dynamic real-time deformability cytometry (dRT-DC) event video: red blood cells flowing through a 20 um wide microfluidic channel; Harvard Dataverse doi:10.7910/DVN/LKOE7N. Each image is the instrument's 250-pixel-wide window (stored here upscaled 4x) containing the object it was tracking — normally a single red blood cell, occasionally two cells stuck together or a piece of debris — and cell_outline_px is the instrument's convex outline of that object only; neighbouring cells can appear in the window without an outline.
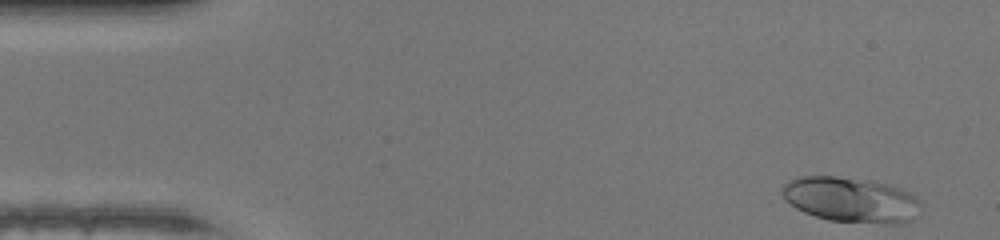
{"species": "human", "species_latin": "Homo sapiens", "temperature_condition": "warm", "stored_images_in_passage": 45, "camera_frame_rate_fps": 3000, "um_per_image_px": 0.085, "donor": {"sex": "female"}, "frame": {"image": 1, "passage_image": 1, "time_ms": 0.0, "image_size_px": [1000, 240], "cell_outline_px": [[920, 204], [912, 220], [904, 224], [888, 224], [828, 220], [804, 212], [796, 208], [784, 200], [780, 192], [780, 188], [788, 180], [800, 176], [836, 176], [872, 180], [892, 184], [916, 196]], "centroid_in_image_um": [72.3, 16.96], "position_along_channel_um": 12.7, "area_um2": 36.99}}
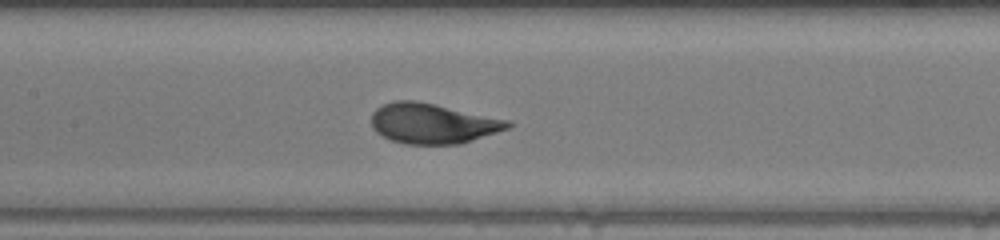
{"frame": {"image": 2, "passage_image": 20, "time_ms": 6.333, "image_size_px": [1000, 240], "cell_outline_px": [[512, 124], [508, 128], [460, 144], [404, 144], [392, 140], [376, 132], [372, 128], [372, 112], [376, 108], [384, 104], [396, 100], [416, 100], [436, 104], [512, 120]], "centroid_in_image_um": [36.78, 10.48], "position_along_channel_um": 170.6, "area_um2": 32.02}}
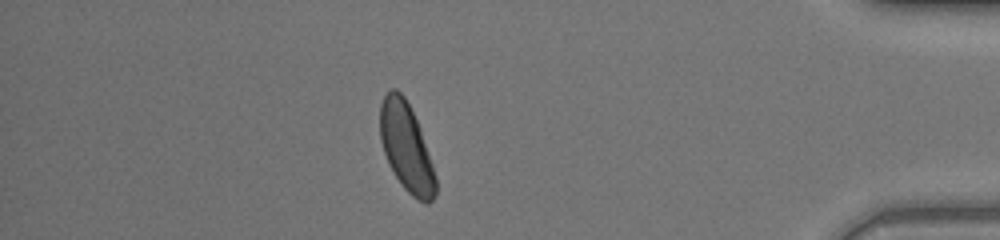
{"frame": {"image": 3, "passage_image": 39, "time_ms": 12.667, "image_size_px": [1000, 240], "cell_outline_px": [[436, 192], [432, 200], [428, 204], [424, 204], [412, 196], [404, 188], [388, 164], [380, 140], [380, 104], [384, 96], [392, 88], [396, 88], [404, 96], [420, 128], [436, 176]], "centroid_in_image_um": [34.53, 12.54], "position_along_channel_um": 400.7, "area_um2": 28.38}, "authors_computed_cell_mechanics": {"area_um2": 31.7322, "velocity_mm_per_s": 4.3394, "shape_relaxation_time_tau1_ms": 4.0498, "shape_relaxation_time_tau2_ms": null, "deformation_change_tau1": 0.1665, "deformation_change_tau2": null}}